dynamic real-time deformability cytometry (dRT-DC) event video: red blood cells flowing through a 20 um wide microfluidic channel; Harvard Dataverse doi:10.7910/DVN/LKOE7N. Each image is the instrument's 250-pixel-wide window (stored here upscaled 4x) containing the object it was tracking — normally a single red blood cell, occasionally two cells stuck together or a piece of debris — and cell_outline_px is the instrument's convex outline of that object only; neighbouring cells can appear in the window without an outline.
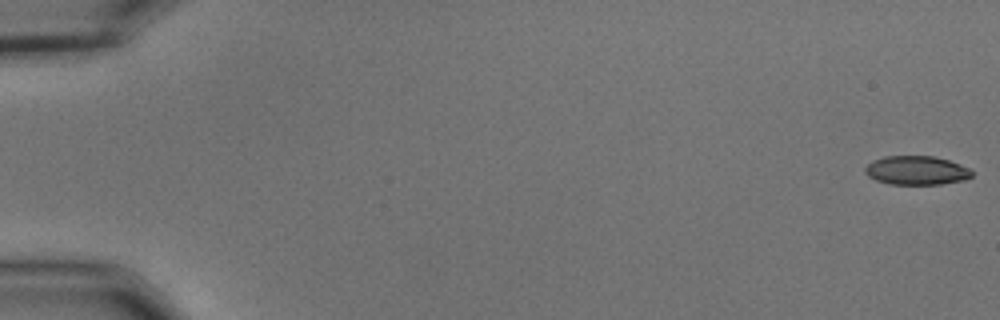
{"species": "common noctule bat (a hibernating species)", "species_latin": "Nyctalus noctula", "temperature_condition": "cold", "stored_images_in_passage": 19, "camera_frame_rate_fps": 3000, "um_per_image_px": 0.085, "animal": {"sex": "male", "body_mass_g": 15.6}, "frame": {"image": 1, "passage_image": 1, "time_ms": 0.0, "image_size_px": [1000, 320], "cell_outline_px": [[972, 176], [964, 180], [940, 184], [888, 184], [876, 180], [868, 176], [864, 172], [864, 168], [872, 160], [884, 156], [932, 156], [948, 160], [972, 168]], "centroid_in_image_um": [77.89, 14.48], "position_along_channel_um": 7.1, "area_um2": 18.09}}